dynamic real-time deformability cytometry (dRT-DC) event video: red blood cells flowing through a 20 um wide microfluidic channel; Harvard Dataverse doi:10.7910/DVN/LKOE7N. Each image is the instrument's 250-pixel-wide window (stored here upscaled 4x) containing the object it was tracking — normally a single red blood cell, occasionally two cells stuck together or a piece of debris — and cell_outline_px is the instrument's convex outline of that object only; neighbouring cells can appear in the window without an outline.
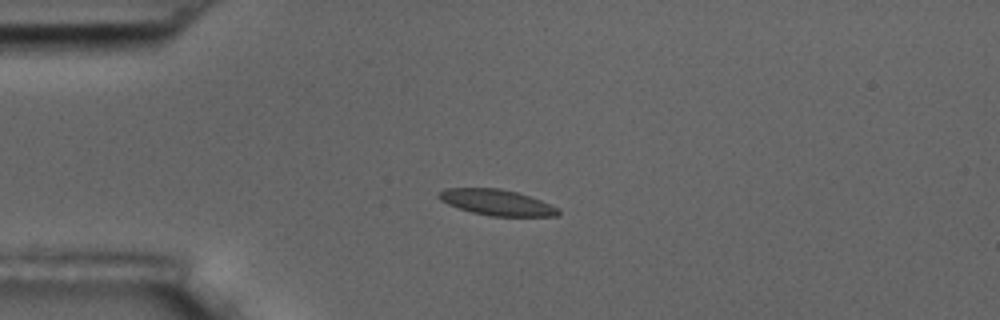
{"species": "common noctule bat (a hibernating species)", "species_latin": "Nyctalus noctula", "temperature_condition": "room temperature", "stored_images_in_passage": 6, "camera_frame_rate_fps": 3000, "um_per_image_px": 0.085, "animal": {"sex": "male", "body_mass_g": 17.5, "forearm_length_mm": 52.3}, "frame": {"image": 1, "passage_image": 5, "time_ms": 4.667, "image_size_px": [1000, 320], "cell_outline_px": [[560, 216], [492, 216], [472, 212], [448, 204], [440, 200], [436, 196], [444, 188], [500, 188], [516, 192], [540, 200], [556, 208], [560, 212]], "centroid_in_image_um": [42.19, 17.2], "position_along_channel_um": 42.8, "area_um2": 17.74}}